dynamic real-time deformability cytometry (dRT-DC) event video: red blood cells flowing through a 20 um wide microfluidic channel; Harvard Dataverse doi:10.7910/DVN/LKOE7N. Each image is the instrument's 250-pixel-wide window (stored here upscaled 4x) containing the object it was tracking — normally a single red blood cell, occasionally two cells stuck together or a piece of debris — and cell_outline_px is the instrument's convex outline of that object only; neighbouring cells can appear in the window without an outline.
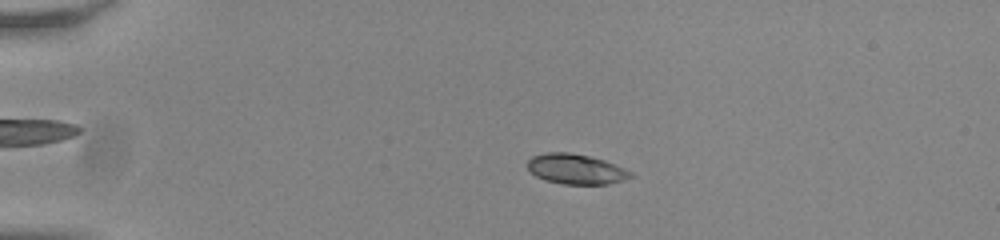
{"species": "common noctule bat (a hibernating species)", "species_latin": "Nyctalus noctula", "temperature_condition": "room temperature", "stored_images_in_passage": 55, "camera_frame_rate_fps": 3000, "um_per_image_px": 0.085, "animal": {"sex": "male", "body_mass_g": 20.0, "forearm_length_mm": 53.3}, "frame": {"image": 1, "passage_image": 13, "time_ms": 4.0, "image_size_px": [1000, 240], "cell_outline_px": [[632, 176], [608, 184], [564, 184], [544, 180], [536, 176], [528, 168], [528, 160], [532, 156], [548, 152], [568, 152], [588, 156], [604, 160], [616, 164], [632, 172]], "centroid_in_image_um": [48.94, 14.37], "position_along_channel_um": 36.1, "area_um2": 17.92}}
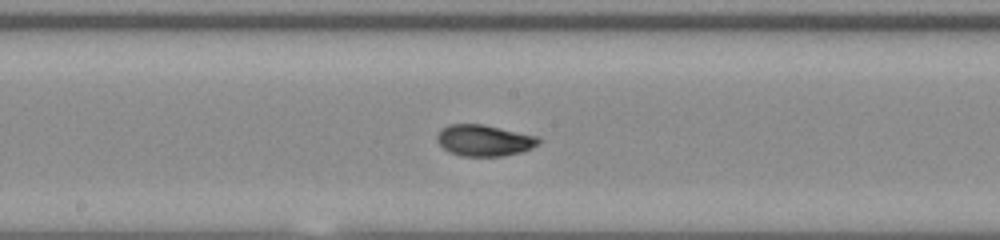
{"frame": {"image": 2, "passage_image": 31, "time_ms": 10.0, "image_size_px": [1000, 240], "cell_outline_px": [[540, 144], [532, 148], [520, 152], [504, 156], [460, 156], [448, 152], [436, 140], [436, 136], [440, 128], [448, 124], [484, 124], [540, 136]], "centroid_in_image_um": [41.16, 11.92], "position_along_channel_um": 207.0, "area_um2": 18.9}}
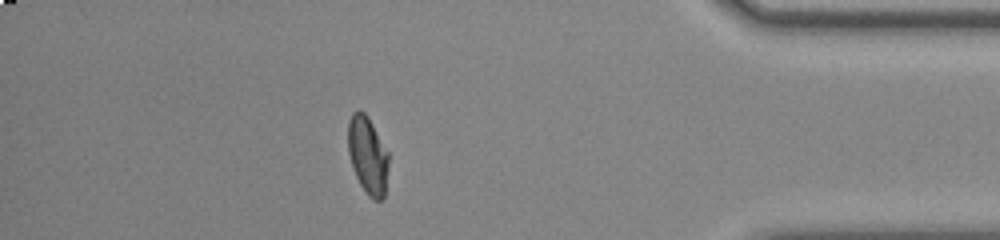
{"frame": {"image": 3, "passage_image": 49, "time_ms": 16.0, "image_size_px": [1000, 240], "cell_outline_px": [[388, 168], [384, 196], [380, 200], [372, 200], [368, 196], [360, 184], [356, 176], [348, 152], [348, 120], [352, 112], [360, 108], [368, 116], [388, 152]], "centroid_in_image_um": [31.25, 13.17], "position_along_channel_um": 404.0, "area_um2": 18.38}, "authors_computed_cell_mechanics": {"area_um2": 18.4382, "velocity_mm_per_s": 3.8277, "shape_relaxation_time_tau1_ms": 5.7833, "shape_relaxation_time_tau2_ms": 1.0939, "deformation_change_tau1": 0.1919, "deformation_change_tau2": 0.0496}}